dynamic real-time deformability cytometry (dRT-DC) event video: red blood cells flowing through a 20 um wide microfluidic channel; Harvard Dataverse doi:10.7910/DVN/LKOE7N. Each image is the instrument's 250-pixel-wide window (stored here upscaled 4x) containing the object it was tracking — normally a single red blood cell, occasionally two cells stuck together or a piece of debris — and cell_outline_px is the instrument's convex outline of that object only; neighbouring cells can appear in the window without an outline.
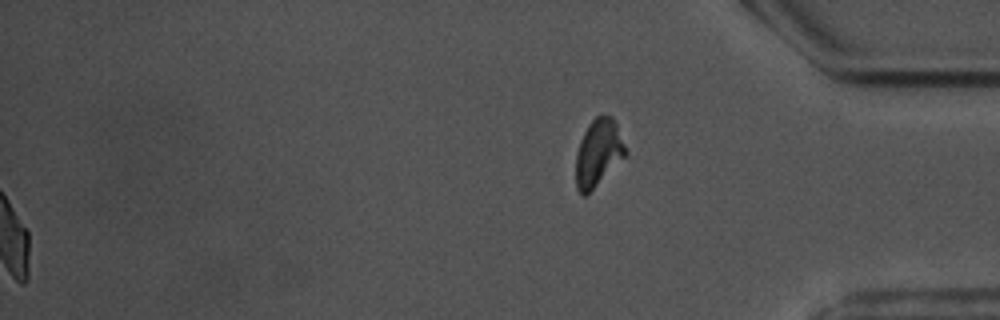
{"species": "common noctule bat (a hibernating species)", "species_latin": "Nyctalus noctula", "temperature_condition": "warm", "stored_images_in_passage": 58, "segment_of_instrument_passage": [2, 2], "camera_frame_rate_fps": 3000, "um_per_image_px": 0.085, "animal": {"sex": "male", "body_mass_g": 17.5, "forearm_length_mm": 52.3}, "frame": {"image": 1, "passage_image": 58, "time_ms": 19.0, "image_size_px": [1000, 320], "cell_outline_px": [[628, 152], [584, 196], [576, 188], [576, 152], [580, 140], [588, 124], [596, 116], [612, 116], [616, 124]], "centroid_in_image_um": [50.83, 12.94], "position_along_channel_um": 384.4, "area_um2": 18.79}}